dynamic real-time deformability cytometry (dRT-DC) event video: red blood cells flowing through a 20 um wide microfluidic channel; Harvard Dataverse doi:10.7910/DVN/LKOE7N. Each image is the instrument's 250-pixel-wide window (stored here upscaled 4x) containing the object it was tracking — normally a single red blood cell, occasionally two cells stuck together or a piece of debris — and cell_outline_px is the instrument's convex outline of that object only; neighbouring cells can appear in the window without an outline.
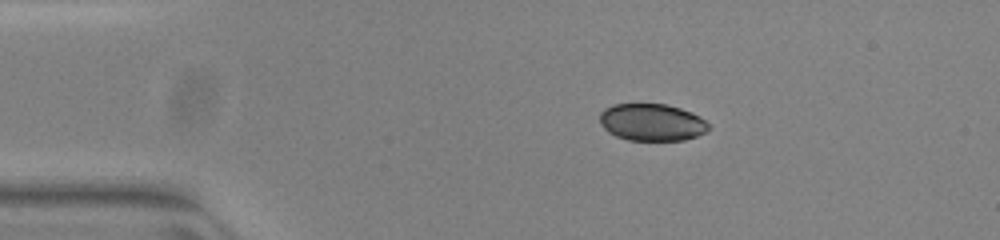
{"species": "common noctule bat (a hibernating species)", "species_latin": "Nyctalus noctula", "temperature_condition": "warm", "stored_images_in_passage": 43, "camera_frame_rate_fps": 3000, "um_per_image_px": 0.085, "animal": {"sex": "female", "body_mass_g": 23.0, "forearm_length_mm": 53.4}, "frame": {"image": 1, "passage_image": 1, "time_ms": 0.0, "image_size_px": [1000, 240], "cell_outline_px": [[708, 132], [684, 140], [628, 140], [616, 136], [608, 132], [600, 124], [600, 112], [604, 108], [612, 104], [668, 104], [692, 112], [700, 116], [708, 124]], "centroid_in_image_um": [55.4, 10.39], "position_along_channel_um": 29.6, "area_um2": 23.7}}
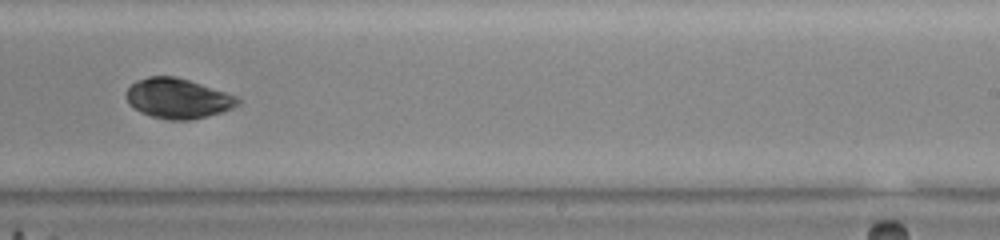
{"frame": {"image": 2, "passage_image": 24, "time_ms": 7.667, "image_size_px": [1000, 240], "cell_outline_px": [[240, 100], [232, 108], [208, 116], [192, 120], [168, 120], [152, 116], [140, 112], [128, 104], [128, 88], [136, 80], [148, 76], [176, 76], [236, 96]], "centroid_in_image_um": [15.09, 8.37], "position_along_channel_um": 273.9, "area_um2": 25.66}}
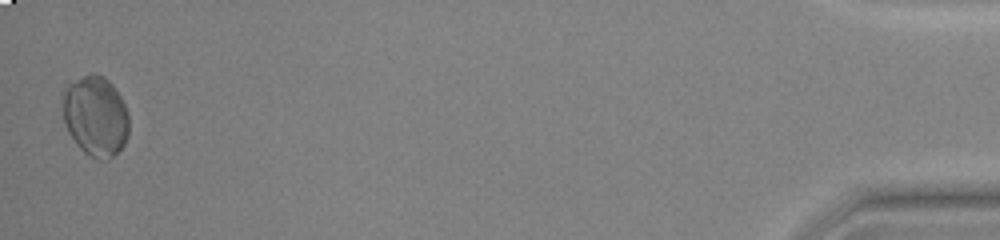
{"frame": {"image": 3, "passage_image": 43, "time_ms": 14.0, "image_size_px": [1000, 240], "cell_outline_px": [[128, 136], [124, 144], [108, 160], [96, 160], [88, 156], [76, 144], [68, 132], [64, 120], [64, 88], [68, 84], [92, 72], [96, 72], [104, 76], [112, 84], [120, 96], [128, 112]], "centroid_in_image_um": [8.13, 9.88], "position_along_channel_um": 427.1, "area_um2": 31.04}, "authors_computed_cell_mechanics": {"area_um2": 25.8366, "velocity_mm_per_s": 3.9076, "shape_relaxation_time_tau1_ms": 3.1251, "shape_relaxation_time_tau2_ms": 1.4472, "deformation_change_tau1": 0.0883, "deformation_change_tau2": 0.0409}}